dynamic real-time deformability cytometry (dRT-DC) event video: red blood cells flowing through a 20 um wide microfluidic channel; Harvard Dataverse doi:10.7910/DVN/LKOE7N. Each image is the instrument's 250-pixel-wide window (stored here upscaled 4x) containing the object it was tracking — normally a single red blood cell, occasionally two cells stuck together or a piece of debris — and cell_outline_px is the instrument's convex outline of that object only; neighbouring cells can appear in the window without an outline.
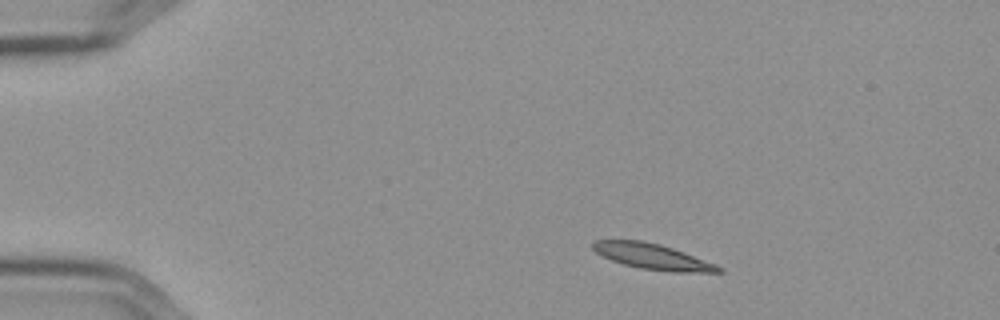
{"species": "Egyptian fruit bat (a non-hibernating species)", "species_latin": "Rousettus aegyptiacus", "temperature_condition": "cold", "stored_images_in_passage": 48, "camera_frame_rate_fps": 3000, "um_per_image_px": 0.085, "frame": {"image": 1, "passage_image": 1, "time_ms": 0.0, "image_size_px": [1000, 320], "cell_outline_px": [[724, 272], [672, 272], [640, 268], [624, 264], [612, 260], [596, 252], [592, 248], [592, 244], [596, 240], [640, 240], [660, 244], [684, 252], [716, 264], [724, 268]], "centroid_in_image_um": [55.5, 21.81], "position_along_channel_um": 29.5, "area_um2": 18.61}}
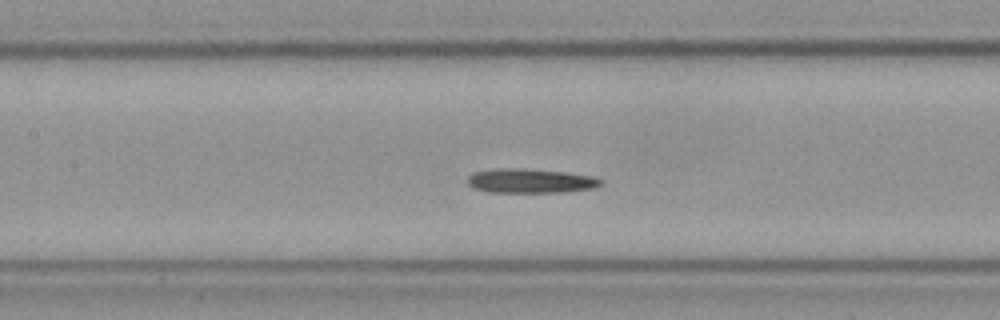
{"frame": {"image": 2, "passage_image": 18, "time_ms": 5.667, "image_size_px": [1000, 320], "cell_outline_px": [[604, 184], [592, 188], [560, 192], [488, 192], [472, 188], [468, 184], [468, 176], [472, 172], [496, 168], [524, 168], [564, 172], [592, 176], [604, 180]], "centroid_in_image_um": [45.05, 15.37], "position_along_channel_um": 162.3, "area_um2": 19.02}}
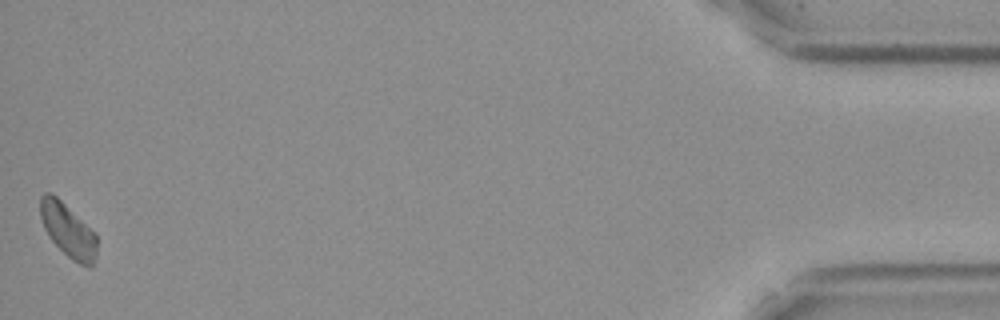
{"frame": {"image": 3, "passage_image": 48, "time_ms": 15.667, "image_size_px": [1000, 320], "cell_outline_px": [[96, 256], [92, 268], [88, 268], [72, 260], [48, 236], [44, 228], [40, 216], [40, 196], [44, 192], [52, 192], [96, 236]], "centroid_in_image_um": [5.75, 19.6], "position_along_channel_um": 429.5, "area_um2": 17.22}}